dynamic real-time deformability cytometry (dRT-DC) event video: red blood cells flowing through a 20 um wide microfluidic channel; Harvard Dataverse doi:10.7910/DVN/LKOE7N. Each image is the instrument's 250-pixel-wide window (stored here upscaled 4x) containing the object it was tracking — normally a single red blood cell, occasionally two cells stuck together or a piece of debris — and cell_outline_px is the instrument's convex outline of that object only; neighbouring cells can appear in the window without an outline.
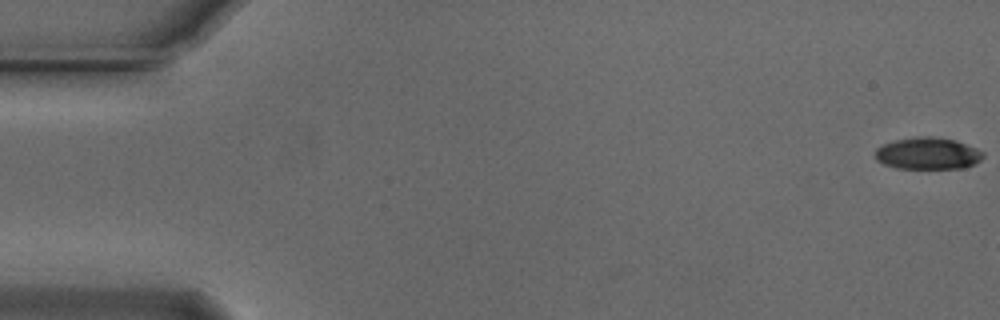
{"species": "Egyptian fruit bat (a non-hibernating species)", "species_latin": "Rousettus aegyptiacus", "temperature_condition": "cold", "stored_images_in_passage": 4, "camera_frame_rate_fps": 3000, "um_per_image_px": 0.085, "animal": {"sex": "male"}, "frame": {"image": 1, "passage_image": 1, "time_ms": 0.0, "image_size_px": [1000, 320], "cell_outline_px": [[984, 156], [980, 160], [964, 168], [896, 168], [884, 164], [876, 160], [876, 148], [884, 144], [896, 140], [916, 136], [932, 136], [956, 140], [976, 148], [984, 152]], "centroid_in_image_um": [78.87, 13.03], "position_along_channel_um": 6.1, "area_um2": 20.0}}